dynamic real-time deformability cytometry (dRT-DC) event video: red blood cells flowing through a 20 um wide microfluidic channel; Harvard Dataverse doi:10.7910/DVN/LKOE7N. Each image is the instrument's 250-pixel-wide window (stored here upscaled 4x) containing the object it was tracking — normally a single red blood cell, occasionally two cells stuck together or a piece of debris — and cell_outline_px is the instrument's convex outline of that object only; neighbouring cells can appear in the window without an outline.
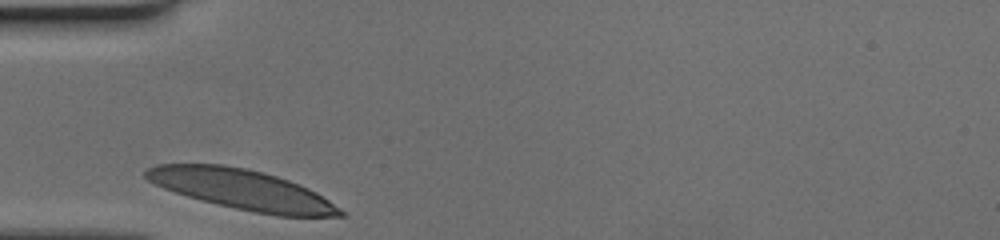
{"species": "human", "species_latin": "Homo sapiens", "temperature_condition": "cold", "stored_images_in_passage": 25, "camera_frame_rate_fps": 3000, "um_per_image_px": 0.085, "donor": {"sex": "female"}, "frame": {"image": 1, "passage_image": 1, "time_ms": 0.0, "image_size_px": [1000, 240], "cell_outline_px": [[344, 216], [276, 216], [236, 208], [200, 200], [164, 188], [148, 180], [144, 176], [144, 172], [148, 168], [160, 164], [224, 164], [244, 168], [276, 176], [288, 180], [308, 188], [316, 192], [340, 208], [344, 212]], "centroid_in_image_um": [20.57, 16.11], "position_along_channel_um": 64.4, "area_um2": 44.68}}
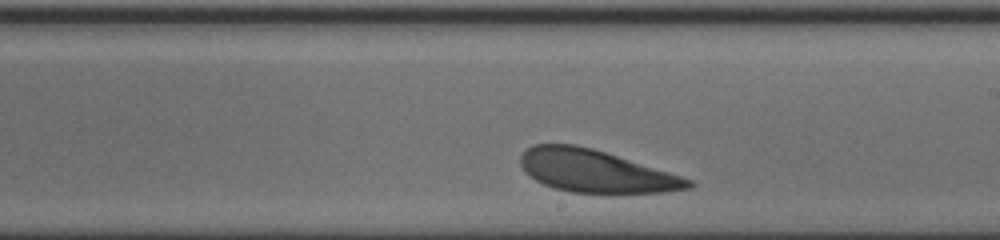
{"frame": {"image": 2, "passage_image": 15, "time_ms": 4.667, "image_size_px": [1000, 240], "cell_outline_px": [[692, 188], [664, 192], [572, 192], [556, 188], [544, 184], [536, 180], [524, 172], [520, 164], [520, 156], [532, 144], [576, 144], [592, 148], [680, 176], [692, 180]], "centroid_in_image_um": [50.57, 14.53], "position_along_channel_um": 238.4, "area_um2": 40.69}}
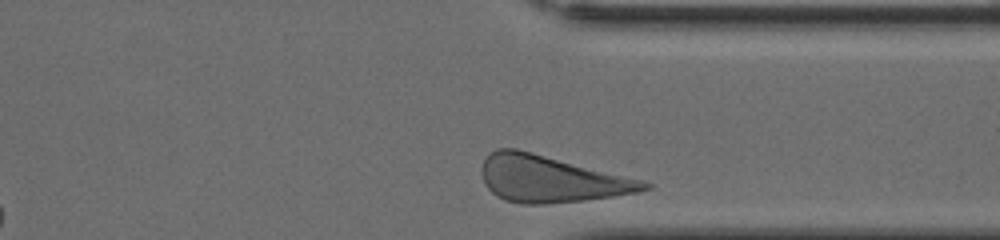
{"frame": {"image": 3, "passage_image": 25, "time_ms": 8.0, "image_size_px": [1000, 240], "cell_outline_px": [[652, 188], [640, 192], [584, 200], [544, 204], [520, 204], [504, 200], [496, 196], [484, 184], [480, 172], [480, 168], [484, 160], [496, 148], [516, 148], [640, 180], [652, 184]], "centroid_in_image_um": [46.76, 15.22], "position_along_channel_um": 364.6, "area_um2": 43.75}}